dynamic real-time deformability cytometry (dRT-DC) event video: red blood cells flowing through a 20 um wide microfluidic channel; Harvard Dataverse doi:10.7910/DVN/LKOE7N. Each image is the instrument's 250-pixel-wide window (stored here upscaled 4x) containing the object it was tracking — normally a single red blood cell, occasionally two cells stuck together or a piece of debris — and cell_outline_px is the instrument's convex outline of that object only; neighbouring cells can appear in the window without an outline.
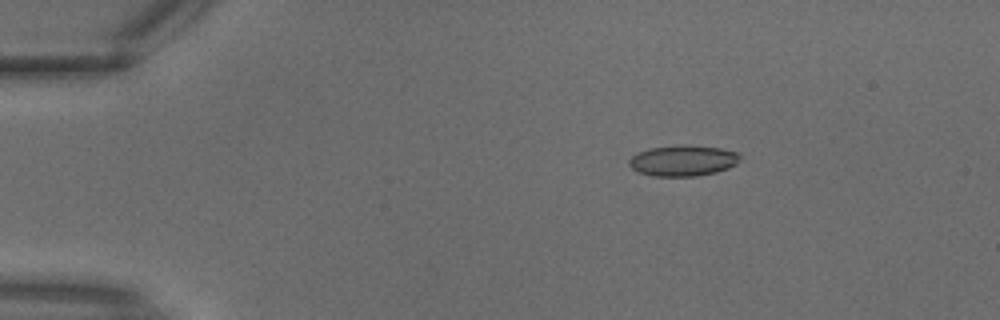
{"species": "common noctule bat (a hibernating species)", "species_latin": "Nyctalus noctula", "temperature_condition": "warm", "stored_images_in_passage": 3, "camera_frame_rate_fps": 3000, "um_per_image_px": 0.085, "animal": {"sex": "male", "body_mass_g": 18.8}, "frame": {"image": 1, "passage_image": 2, "time_ms": 0.333, "image_size_px": [1000, 320], "cell_outline_px": [[740, 160], [736, 164], [728, 168], [716, 172], [696, 176], [652, 176], [636, 172], [628, 164], [628, 160], [636, 152], [648, 148], [684, 144], [688, 144], [720, 148], [736, 152], [740, 156]], "centroid_in_image_um": [58.01, 13.64], "position_along_channel_um": 27.0, "area_um2": 20.23}}